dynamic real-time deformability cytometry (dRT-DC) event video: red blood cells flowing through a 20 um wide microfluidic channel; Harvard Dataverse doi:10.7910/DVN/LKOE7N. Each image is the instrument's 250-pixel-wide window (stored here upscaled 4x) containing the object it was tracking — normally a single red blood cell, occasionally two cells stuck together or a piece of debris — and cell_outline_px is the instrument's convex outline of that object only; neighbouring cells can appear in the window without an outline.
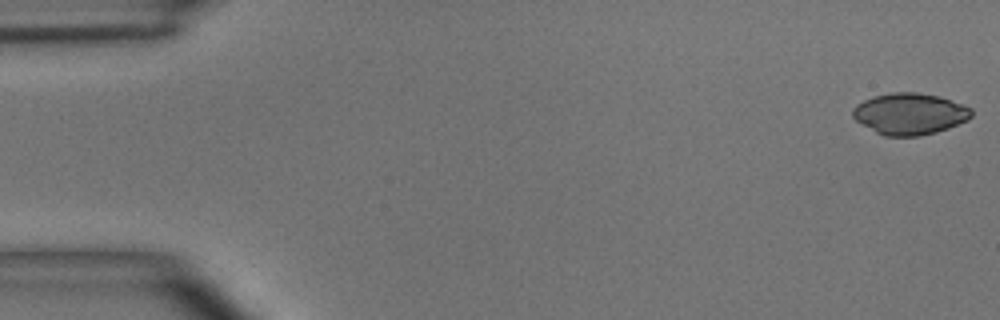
{"species": "common noctule bat (a hibernating species)", "species_latin": "Nyctalus noctula", "temperature_condition": "room temperature", "stored_images_in_passage": 5, "camera_frame_rate_fps": 3000, "um_per_image_px": 0.085, "animal": {"sex": "male", "body_mass_g": 15.6}, "frame": {"image": 1, "passage_image": 1, "time_ms": 0.0, "image_size_px": [1000, 320], "cell_outline_px": [[972, 116], [968, 120], [948, 128], [936, 132], [920, 136], [884, 136], [876, 132], [856, 120], [852, 116], [852, 108], [856, 104], [872, 96], [892, 92], [916, 92], [936, 96], [972, 108]], "centroid_in_image_um": [77.3, 9.68], "position_along_channel_um": 7.7, "area_um2": 28.55}}